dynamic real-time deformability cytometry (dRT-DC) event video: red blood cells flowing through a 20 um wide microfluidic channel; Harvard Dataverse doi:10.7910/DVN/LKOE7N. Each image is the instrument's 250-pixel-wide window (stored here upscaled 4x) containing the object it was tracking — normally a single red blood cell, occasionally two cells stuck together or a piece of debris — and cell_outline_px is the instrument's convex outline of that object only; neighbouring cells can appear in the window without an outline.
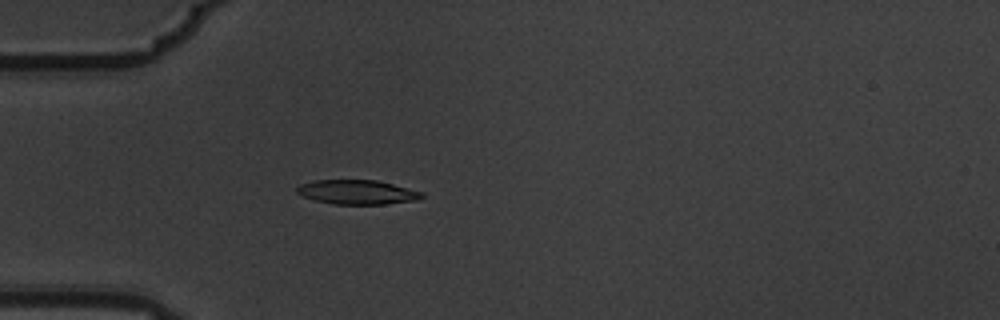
{"species": "common noctule bat (a hibernating species)", "species_latin": "Nyctalus noctula", "temperature_condition": "warm", "stored_images_in_passage": 5, "camera_frame_rate_fps": 3000, "um_per_image_px": 0.085, "animal": {"sex": "male", "body_mass_g": 19.5, "forearm_length_mm": 54.6}, "frame": {"image": 1, "passage_image": 5, "time_ms": 1.333, "image_size_px": [1000, 320], "cell_outline_px": [[424, 196], [416, 200], [384, 204], [332, 204], [316, 200], [304, 196], [296, 192], [296, 188], [300, 184], [316, 180], [376, 180], [424, 192]], "centroid_in_image_um": [30.37, 16.33], "position_along_channel_um": 54.6, "area_um2": 17.57}}